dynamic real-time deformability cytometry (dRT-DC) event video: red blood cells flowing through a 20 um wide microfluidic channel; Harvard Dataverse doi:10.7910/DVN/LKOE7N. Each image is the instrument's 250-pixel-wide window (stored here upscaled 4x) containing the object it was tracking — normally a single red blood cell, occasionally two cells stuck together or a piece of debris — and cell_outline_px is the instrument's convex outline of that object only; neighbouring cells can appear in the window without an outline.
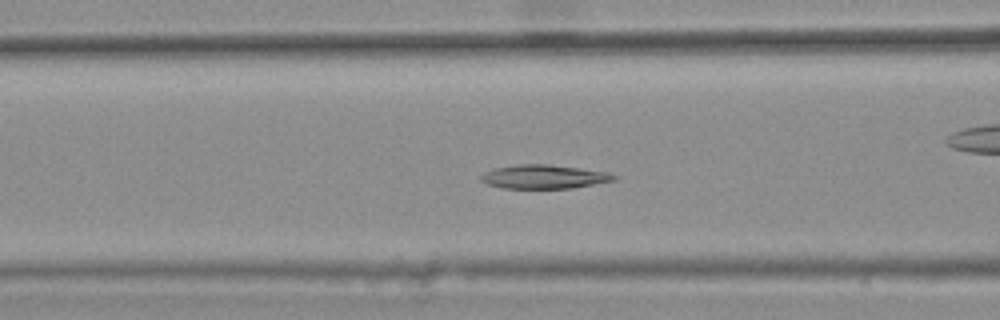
{"species": "common noctule bat (a hibernating species)", "species_latin": "Nyctalus noctula", "temperature_condition": "warm", "stored_images_in_passage": 36, "camera_frame_rate_fps": 3000, "um_per_image_px": 0.085, "animal": {"sex": "female", "body_mass_g": 25.1}, "frame": {"image": 1, "passage_image": 11, "time_ms": 3.333, "image_size_px": [1000, 320], "cell_outline_px": [[616, 180], [572, 188], [504, 188], [488, 184], [480, 180], [480, 176], [484, 172], [496, 168], [516, 164], [548, 164], [608, 172], [616, 176]], "centroid_in_image_um": [46.22, 15.02], "position_along_channel_um": 120.4, "area_um2": 18.32}, "authors_computed_cell_mechanics": {"area_um2": 18.0625, "velocity_mm_per_s": 3.8207, "shape_relaxation_time_tau1_ms": null, "shape_relaxation_time_tau2_ms": 4.2423, "deformation_change_tau1": null, "deformation_change_tau2": 0.0708}}